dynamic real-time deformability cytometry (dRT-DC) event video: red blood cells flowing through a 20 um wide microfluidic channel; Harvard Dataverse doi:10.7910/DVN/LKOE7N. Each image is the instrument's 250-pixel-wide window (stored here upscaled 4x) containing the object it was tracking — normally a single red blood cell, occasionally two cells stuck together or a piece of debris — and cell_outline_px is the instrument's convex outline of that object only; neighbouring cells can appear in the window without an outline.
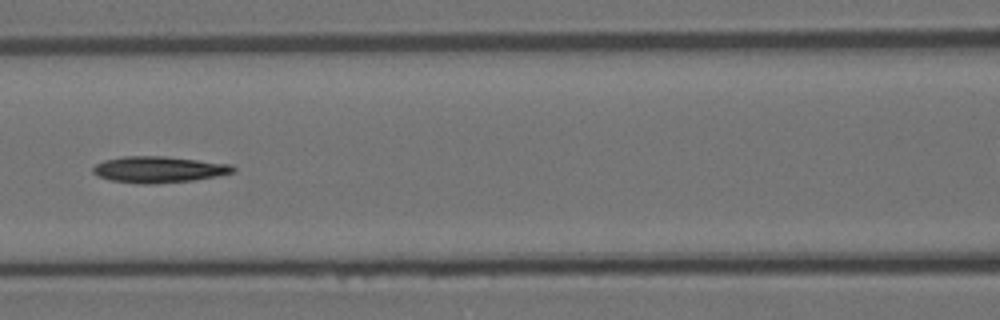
{"species": "Egyptian fruit bat (a non-hibernating species)", "species_latin": "Rousettus aegyptiacus", "temperature_condition": "room temperature", "stored_images_in_passage": 11, "camera_frame_rate_fps": 3000, "um_per_image_px": 0.085, "animal": {"sex": "female"}, "frame": {"image": 1, "passage_image": 7, "time_ms": 2.0, "image_size_px": [1000, 320], "cell_outline_px": [[236, 172], [216, 176], [192, 180], [152, 184], [140, 184], [108, 180], [92, 172], [92, 168], [96, 164], [104, 160], [124, 156], [164, 156], [232, 164], [236, 168]], "centroid_in_image_um": [13.5, 14.4], "position_along_channel_um": 153.1, "area_um2": 21.5}}
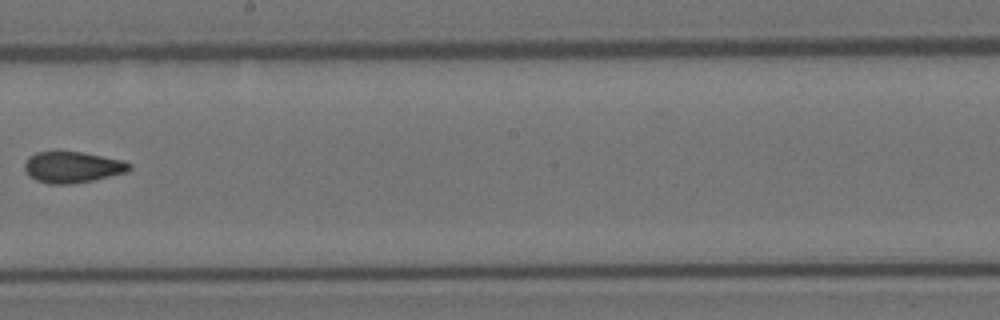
{"frame": {"image": 2, "passage_image": 10, "time_ms": 3.0, "image_size_px": [1000, 320], "cell_outline_px": [[132, 168], [128, 172], [92, 180], [72, 184], [48, 184], [36, 180], [28, 176], [24, 168], [24, 164], [28, 156], [36, 152], [80, 152], [124, 160], [132, 164]], "centroid_in_image_um": [6.16, 14.21], "position_along_channel_um": 242.0, "area_um2": 19.13}}
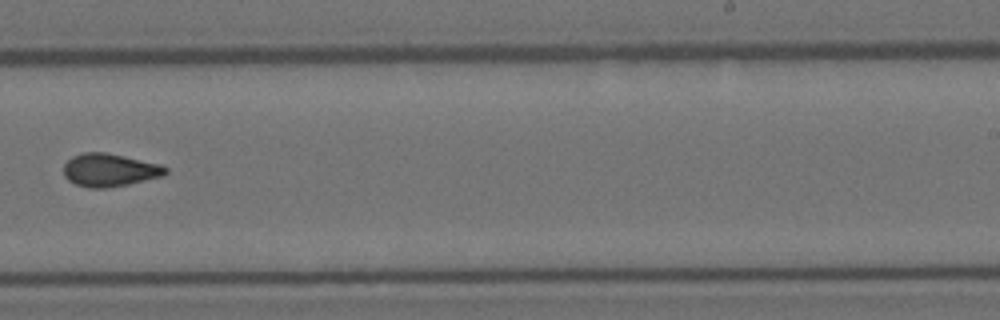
{"frame": {"image": 3, "passage_image": 11, "time_ms": 3.333, "image_size_px": [1000, 320], "cell_outline_px": [[168, 172], [164, 176], [128, 184], [104, 188], [88, 188], [76, 184], [68, 180], [64, 176], [64, 164], [72, 156], [84, 152], [104, 152], [124, 156], [160, 164], [168, 168]], "centroid_in_image_um": [9.32, 14.45], "position_along_channel_um": 279.7, "area_um2": 19.59}}